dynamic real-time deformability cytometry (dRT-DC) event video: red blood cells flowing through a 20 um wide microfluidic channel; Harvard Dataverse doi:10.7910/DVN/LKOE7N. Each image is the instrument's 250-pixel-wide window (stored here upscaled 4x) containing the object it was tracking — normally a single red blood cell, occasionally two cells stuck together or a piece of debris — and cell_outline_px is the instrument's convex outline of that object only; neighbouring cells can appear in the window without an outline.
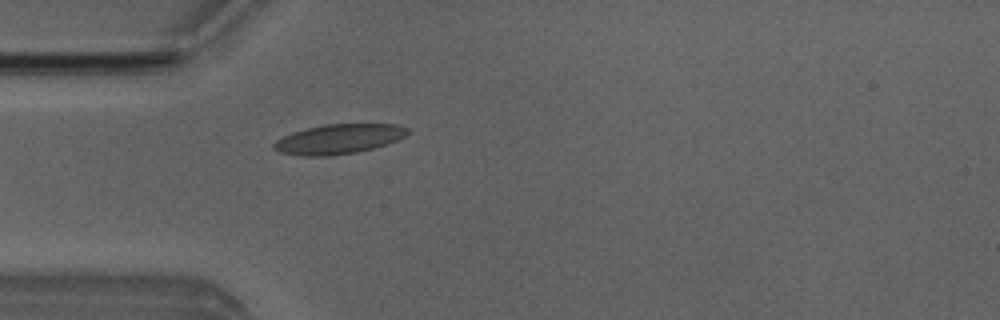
{"species": "Egyptian fruit bat (a non-hibernating species)", "species_latin": "Rousettus aegyptiacus", "temperature_condition": "room temperature", "stored_images_in_passage": 5, "camera_frame_rate_fps": 3000, "um_per_image_px": 0.085, "animal": {"sex": "male"}, "frame": {"image": 1, "passage_image": 5, "time_ms": 4.667, "image_size_px": [1000, 320], "cell_outline_px": [[408, 132], [404, 136], [388, 144], [356, 152], [328, 156], [304, 156], [280, 152], [272, 148], [272, 144], [276, 140], [292, 132], [324, 124], [396, 124], [408, 128]], "centroid_in_image_um": [28.77, 11.82], "position_along_channel_um": 56.2, "area_um2": 23.0}}